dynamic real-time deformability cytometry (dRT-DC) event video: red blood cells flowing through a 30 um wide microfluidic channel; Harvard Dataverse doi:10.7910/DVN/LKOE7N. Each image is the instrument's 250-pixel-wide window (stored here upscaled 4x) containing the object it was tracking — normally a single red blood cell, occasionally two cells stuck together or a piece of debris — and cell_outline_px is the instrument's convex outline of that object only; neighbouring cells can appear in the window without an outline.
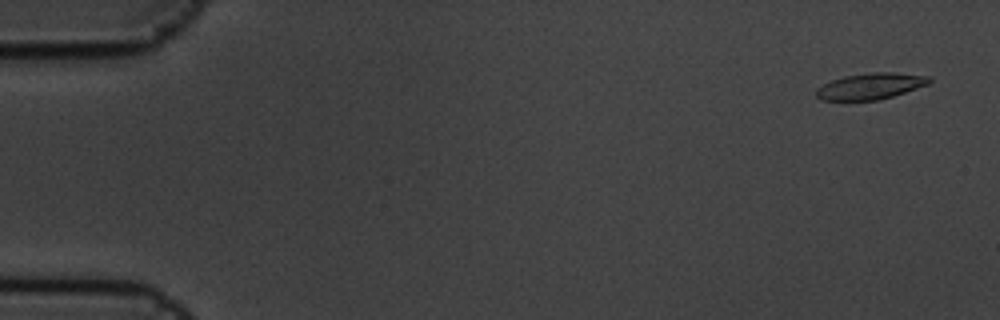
{"species": "common noctule bat (a hibernating species)", "species_latin": "Nyctalus noctula", "temperature_condition": "cold", "stored_images_in_passage": 10, "camera_frame_rate_fps": 3000, "um_per_image_px": 0.085, "animal": {"sex": "male", "body_mass_g": 19.5, "forearm_length_mm": 54.6}, "frame": {"image": 1, "passage_image": 1, "time_ms": 0.0, "image_size_px": [1000, 320], "cell_outline_px": [[932, 80], [928, 84], [880, 100], [820, 100], [816, 96], [816, 88], [832, 80], [844, 76], [872, 72], [892, 72], [932, 76]], "centroid_in_image_um": [74.0, 7.32], "position_along_channel_um": 11.0, "area_um2": 17.22}}
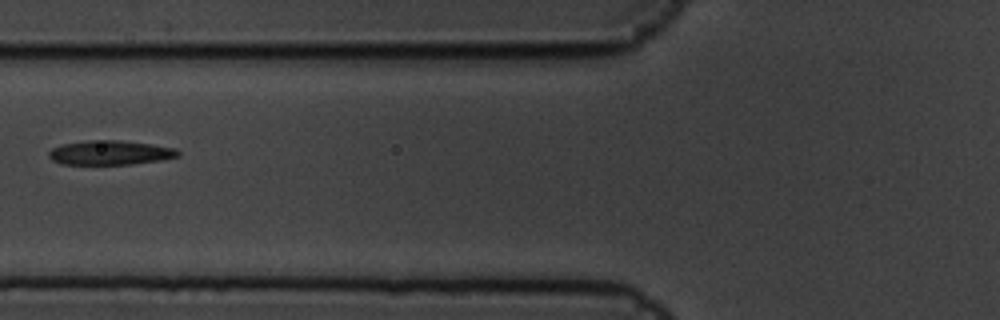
{"frame": {"image": 2, "passage_image": 7, "time_ms": 2.0, "image_size_px": [1000, 320], "cell_outline_px": [[180, 156], [160, 160], [132, 164], [60, 164], [52, 160], [48, 156], [48, 152], [52, 148], [64, 144], [88, 140], [120, 140], [152, 144], [176, 148], [180, 152]], "centroid_in_image_um": [9.37, 12.97], "position_along_channel_um": 116.4, "area_um2": 18.38}}
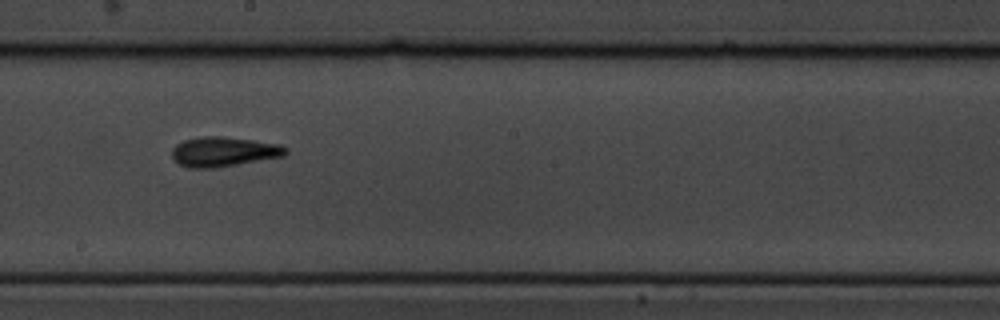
{"frame": {"image": 3, "passage_image": 10, "time_ms": 3.0, "image_size_px": [1000, 320], "cell_outline_px": [[288, 152], [284, 156], [212, 168], [188, 168], [180, 164], [172, 156], [172, 148], [176, 144], [184, 140], [204, 136], [224, 136], [280, 144], [288, 148]], "centroid_in_image_um": [19.02, 12.88], "position_along_channel_um": 229.2, "area_um2": 19.59}}